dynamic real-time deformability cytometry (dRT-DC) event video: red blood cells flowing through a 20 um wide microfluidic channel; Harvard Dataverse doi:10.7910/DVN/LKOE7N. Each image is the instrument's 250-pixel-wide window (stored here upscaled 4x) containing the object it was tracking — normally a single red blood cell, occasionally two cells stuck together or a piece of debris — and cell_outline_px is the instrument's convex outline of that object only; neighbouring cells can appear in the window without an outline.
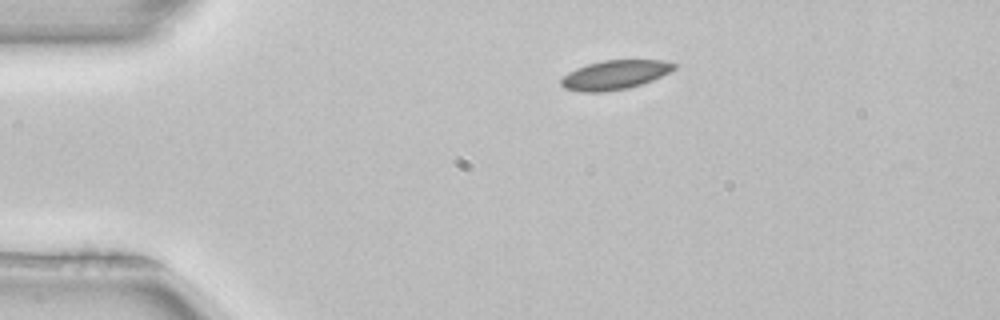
{"species": "common noctule bat (a hibernating species)", "species_latin": "Nyctalus noctula", "temperature_condition": "room temperature", "stored_images_in_passage": 43, "camera_frame_rate_fps": 3000, "um_per_image_px": 0.085, "animal": {"sex": "female", "body_mass_g": 22.7, "forearm_length_mm": 54.2}, "frame": {"image": 1, "passage_image": 1, "time_ms": 0.0, "image_size_px": [1000, 320], "cell_outline_px": [[676, 68], [652, 80], [628, 88], [600, 92], [580, 92], [564, 88], [560, 84], [560, 80], [568, 72], [576, 68], [588, 64], [604, 60], [664, 60], [676, 64]], "centroid_in_image_um": [52.23, 6.36], "position_along_channel_um": 32.8, "area_um2": 19.07}}
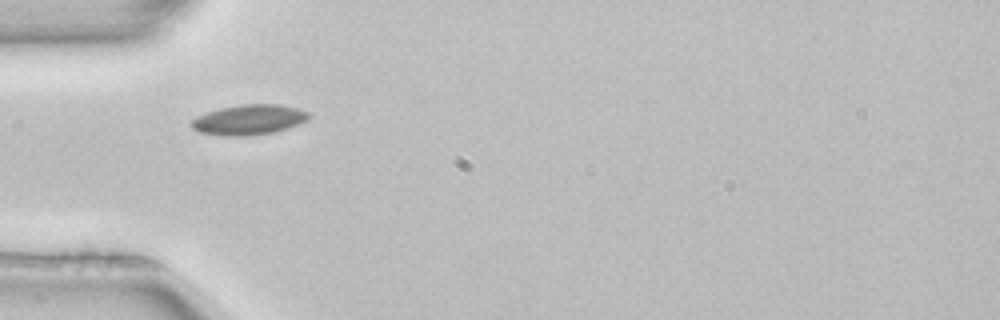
{"frame": {"image": 2, "passage_image": 7, "time_ms": 2.0, "image_size_px": [1000, 320], "cell_outline_px": [[312, 116], [308, 120], [288, 128], [272, 132], [252, 136], [220, 136], [196, 132], [188, 124], [196, 116], [220, 108], [244, 104], [280, 104], [296, 108], [308, 112]], "centroid_in_image_um": [21.13, 10.19], "position_along_channel_um": 63.9, "area_um2": 20.92}}
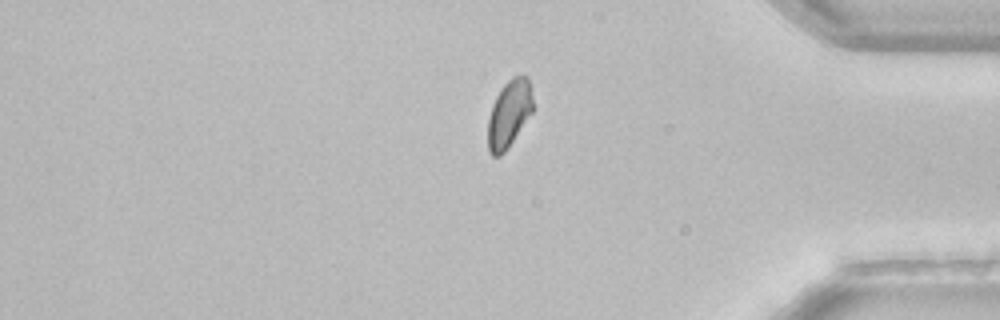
{"frame": {"image": 3, "passage_image": 34, "time_ms": 11.0, "image_size_px": [1000, 320], "cell_outline_px": [[532, 112], [504, 152], [500, 156], [492, 156], [488, 152], [488, 120], [492, 104], [500, 88], [512, 76], [528, 76], [532, 100]], "centroid_in_image_um": [43.24, 9.66], "position_along_channel_um": 392.0, "area_um2": 17.4}, "authors_computed_cell_mechanics": {"area_um2": 18.9584, "velocity_mm_per_s": 3.9345, "shape_relaxation_time_tau1_ms": 5.8894, "shape_relaxation_time_tau2_ms": null, "deformation_change_tau1": 0.0982, "deformation_change_tau2": null}}